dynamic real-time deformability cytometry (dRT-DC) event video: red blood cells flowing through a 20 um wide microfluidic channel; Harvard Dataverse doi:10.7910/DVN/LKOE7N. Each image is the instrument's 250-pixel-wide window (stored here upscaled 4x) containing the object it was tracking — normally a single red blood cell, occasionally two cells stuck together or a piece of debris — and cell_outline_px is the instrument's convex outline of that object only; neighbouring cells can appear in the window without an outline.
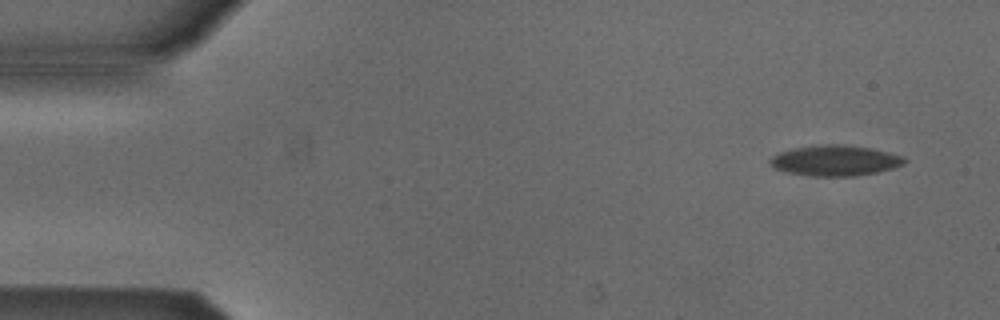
{"species": "Egyptian fruit bat (a non-hibernating species)", "species_latin": "Rousettus aegyptiacus", "temperature_condition": "cold", "stored_images_in_passage": 4, "camera_frame_rate_fps": 3000, "um_per_image_px": 0.085, "animal": {"sex": "male"}, "frame": {"image": 1, "passage_image": 1, "time_ms": 0.0, "image_size_px": [1000, 320], "cell_outline_px": [[908, 160], [904, 164], [892, 168], [876, 172], [856, 176], [812, 176], [788, 172], [772, 168], [768, 160], [772, 156], [780, 152], [796, 148], [828, 144], [836, 144], [868, 148], [888, 152], [904, 156]], "centroid_in_image_um": [70.98, 13.66], "position_along_channel_um": 14.0, "area_um2": 23.7}}
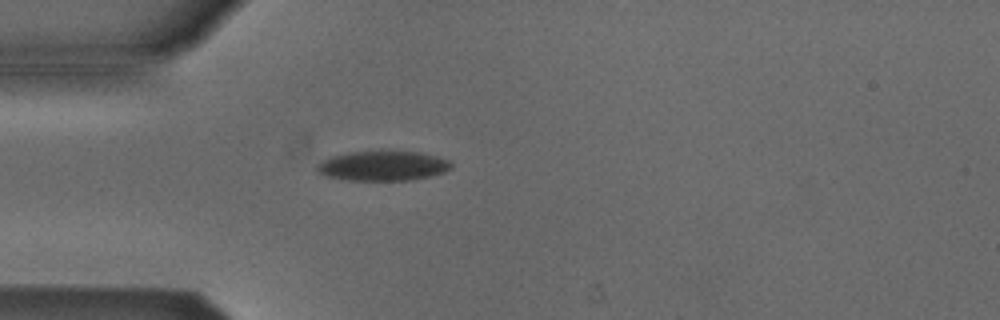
{"frame": {"image": 2, "passage_image": 4, "time_ms": 1.0, "image_size_px": [1000, 320], "cell_outline_px": [[452, 168], [444, 172], [432, 176], [412, 180], [348, 180], [324, 176], [316, 168], [324, 160], [332, 156], [352, 152], [416, 152], [448, 160], [452, 164]], "centroid_in_image_um": [32.56, 14.12], "position_along_channel_um": 52.4, "area_um2": 22.77}}